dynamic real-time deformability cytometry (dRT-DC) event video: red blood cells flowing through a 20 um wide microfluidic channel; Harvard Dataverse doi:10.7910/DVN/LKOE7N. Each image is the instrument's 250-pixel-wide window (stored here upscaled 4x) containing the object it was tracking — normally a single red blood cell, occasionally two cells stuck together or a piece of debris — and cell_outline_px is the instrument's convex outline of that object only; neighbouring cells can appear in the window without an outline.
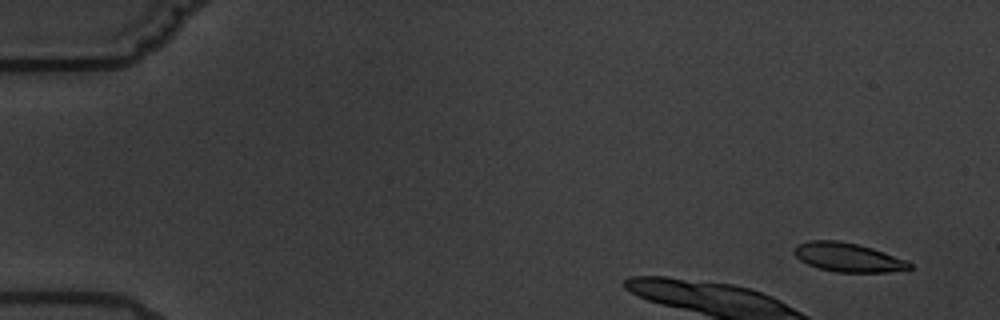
{"species": "common noctule bat (a hibernating species)", "species_latin": "Nyctalus noctula", "temperature_condition": "warm", "stored_images_in_passage": 5, "camera_frame_rate_fps": 3000, "um_per_image_px": 0.085, "animal": {"sex": "male", "body_mass_g": 19.5, "forearm_length_mm": 54.6}, "frame": {"image": 1, "passage_image": 1, "time_ms": 0.0, "image_size_px": [1000, 320], "cell_outline_px": [[912, 268], [888, 272], [836, 272], [820, 268], [808, 264], [800, 260], [792, 252], [796, 244], [808, 240], [836, 240], [856, 244], [872, 248], [908, 260], [912, 264]], "centroid_in_image_um": [72.06, 21.86], "position_along_channel_um": 12.9, "area_um2": 19.48}}